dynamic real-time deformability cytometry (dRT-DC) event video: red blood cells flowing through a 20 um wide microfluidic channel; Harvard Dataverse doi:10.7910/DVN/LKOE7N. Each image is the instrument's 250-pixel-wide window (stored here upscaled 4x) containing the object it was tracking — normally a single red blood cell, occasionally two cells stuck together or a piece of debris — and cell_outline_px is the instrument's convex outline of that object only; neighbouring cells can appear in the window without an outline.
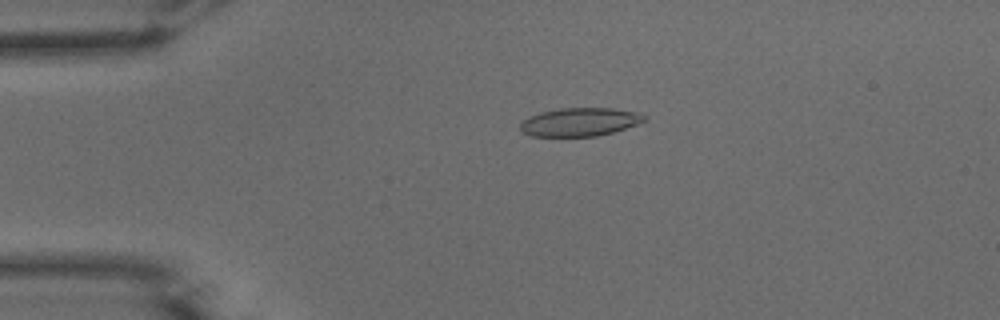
{"species": "common noctule bat (a hibernating species)", "species_latin": "Nyctalus noctula", "temperature_condition": "warm", "stored_images_in_passage": 51, "camera_frame_rate_fps": 3000, "um_per_image_px": 0.085, "animal": {"sex": "male", "body_mass_g": 15.6}, "frame": {"image": 1, "passage_image": 11, "time_ms": 3.333, "image_size_px": [1000, 320], "cell_outline_px": [[648, 120], [612, 132], [596, 136], [532, 136], [520, 132], [520, 124], [528, 116], [540, 112], [560, 108], [612, 108], [636, 112], [648, 116]], "centroid_in_image_um": [49.26, 10.36], "position_along_channel_um": 35.7, "area_um2": 20.52}}
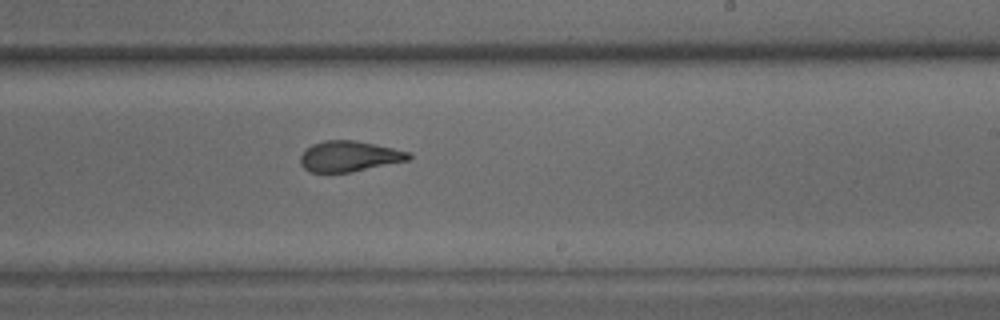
{"frame": {"image": 2, "passage_image": 31, "time_ms": 10.0, "image_size_px": [1000, 320], "cell_outline_px": [[412, 156], [408, 160], [352, 172], [312, 172], [304, 168], [300, 164], [300, 156], [312, 144], [324, 140], [352, 140], [412, 152]], "centroid_in_image_um": [29.68, 13.29], "position_along_channel_um": 259.3, "area_um2": 19.13}}
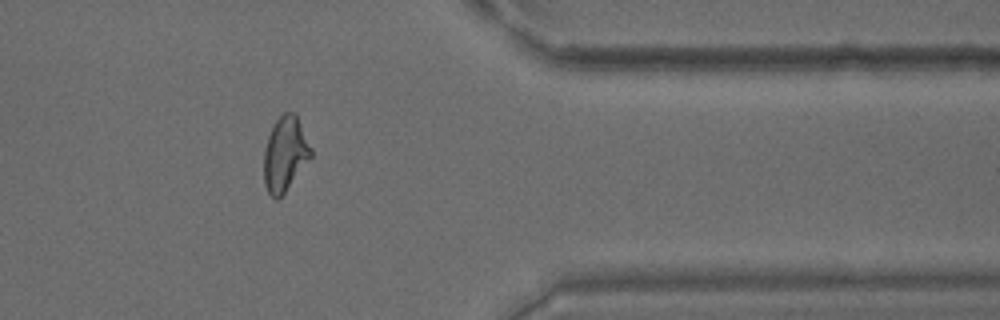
{"frame": {"image": 3, "passage_image": 42, "time_ms": 13.667, "image_size_px": [1000, 320], "cell_outline_px": [[312, 156], [284, 192], [276, 200], [268, 192], [264, 184], [264, 148], [268, 136], [276, 120], [284, 112], [296, 112], [312, 148]], "centroid_in_image_um": [24.24, 13.05], "position_along_channel_um": 387.2, "area_um2": 20.35}, "authors_computed_cell_mechanics": {"area_um2": 20.6346, "velocity_mm_per_s": 3.9122, "shape_relaxation_time_tau1_ms": 8.3498, "shape_relaxation_time_tau2_ms": 1.0458, "deformation_change_tau1": 0.2606, "deformation_change_tau2": 0.0964}}